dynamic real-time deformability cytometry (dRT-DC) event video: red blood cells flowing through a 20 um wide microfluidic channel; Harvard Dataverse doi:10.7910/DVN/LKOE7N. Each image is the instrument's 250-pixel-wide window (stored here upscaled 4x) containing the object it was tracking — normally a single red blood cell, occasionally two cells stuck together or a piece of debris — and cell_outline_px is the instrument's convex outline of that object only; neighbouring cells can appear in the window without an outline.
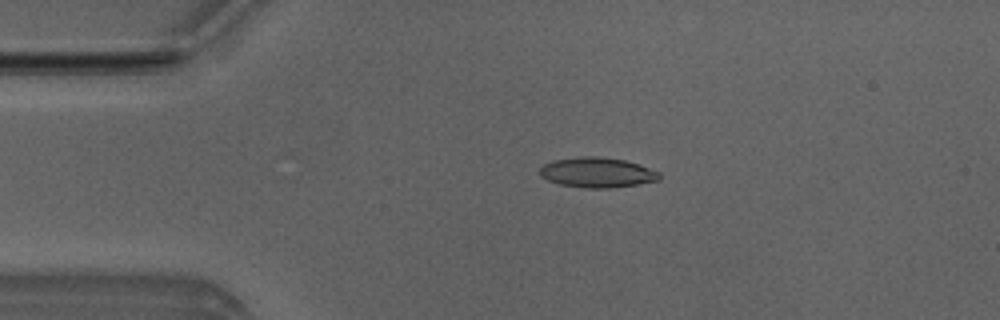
{"species": "Egyptian fruit bat (a non-hibernating species)", "species_latin": "Rousettus aegyptiacus", "temperature_condition": "room temperature", "stored_images_in_passage": 46, "camera_frame_rate_fps": 3000, "um_per_image_px": 0.085, "animal": {"sex": "male"}, "frame": {"image": 1, "passage_image": 5, "time_ms": 1.333, "image_size_px": [1000, 320], "cell_outline_px": [[660, 180], [612, 188], [588, 188], [560, 184], [548, 180], [540, 176], [540, 168], [544, 164], [552, 160], [584, 156], [596, 156], [624, 160], [660, 172]], "centroid_in_image_um": [50.74, 14.66], "position_along_channel_um": 34.3, "area_um2": 20.75}}
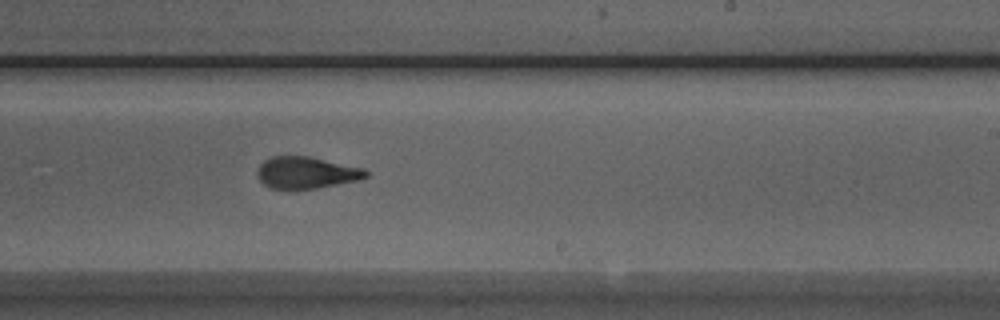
{"frame": {"image": 2, "passage_image": 25, "time_ms": 8.0, "image_size_px": [1000, 320], "cell_outline_px": [[368, 176], [360, 180], [316, 188], [292, 192], [268, 188], [256, 176], [256, 172], [260, 164], [264, 160], [272, 156], [308, 156], [364, 168], [368, 172]], "centroid_in_image_um": [25.99, 14.71], "position_along_channel_um": 263.0, "area_um2": 20.75}}
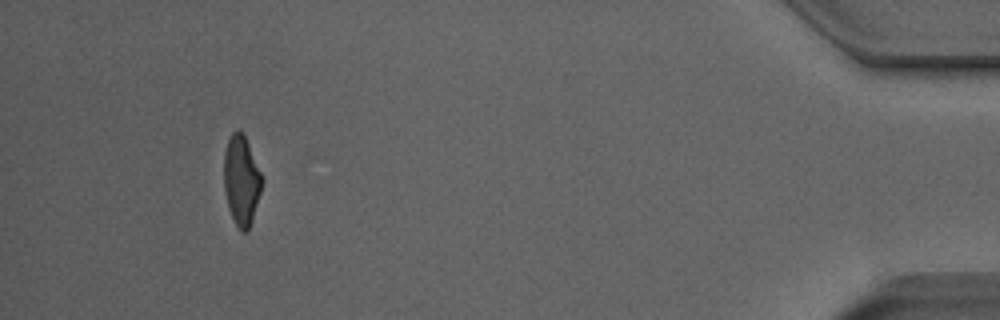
{"frame": {"image": 3, "passage_image": 42, "time_ms": 13.667, "image_size_px": [1000, 320], "cell_outline_px": [[264, 180], [252, 220], [248, 232], [240, 232], [228, 208], [224, 188], [224, 152], [228, 140], [232, 132], [236, 128], [240, 128], [244, 132]], "centroid_in_image_um": [20.52, 15.29], "position_along_channel_um": 414.7, "area_um2": 20.17}, "authors_computed_cell_mechanics": {"area_um2": 20.6346, "velocity_mm_per_s": 3.9742, "shape_relaxation_time_tau1_ms": 7.4868, "shape_relaxation_time_tau2_ms": 1.631, "deformation_change_tau1": 0.2316, "deformation_change_tau2": 0.0987}}